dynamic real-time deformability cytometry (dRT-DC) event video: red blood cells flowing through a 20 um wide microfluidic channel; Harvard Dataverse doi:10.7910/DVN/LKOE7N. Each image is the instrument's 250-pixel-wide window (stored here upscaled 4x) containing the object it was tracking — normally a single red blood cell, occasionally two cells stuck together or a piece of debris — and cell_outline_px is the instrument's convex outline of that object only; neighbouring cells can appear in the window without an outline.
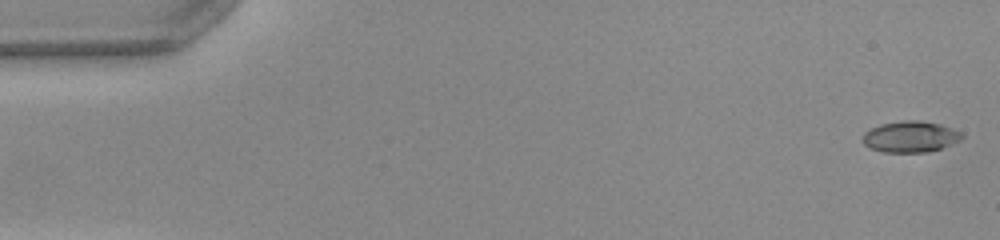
{"species": "common noctule bat (a hibernating species)", "species_latin": "Nyctalus noctula", "temperature_condition": "warm", "stored_images_in_passage": 51, "camera_frame_rate_fps": 3000, "um_per_image_px": 0.085, "animal": {"sex": "female", "body_mass_g": 22.0, "forearm_length_mm": 56.7}, "frame": {"image": 1, "passage_image": 1, "time_ms": 0.0, "image_size_px": [1000, 240], "cell_outline_px": [[964, 136], [960, 140], [940, 148], [928, 152], [884, 152], [868, 148], [864, 144], [864, 132], [880, 124], [904, 120], [920, 120], [940, 124], [960, 132]], "centroid_in_image_um": [77.36, 11.62], "position_along_channel_um": 7.6, "area_um2": 17.86}}
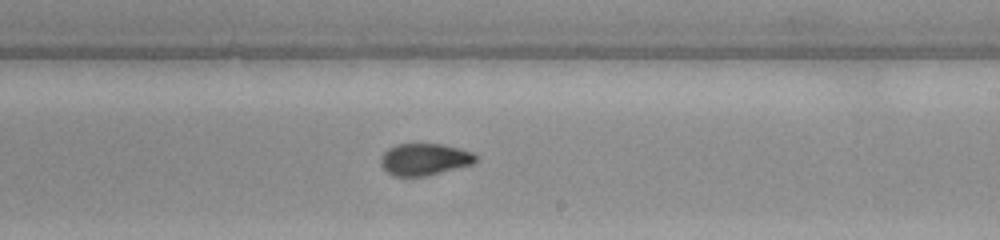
{"frame": {"image": 2, "passage_image": 30, "time_ms": 9.667, "image_size_px": [1000, 240], "cell_outline_px": [[476, 160], [472, 164], [428, 176], [392, 176], [380, 164], [380, 160], [384, 152], [388, 148], [396, 144], [440, 144], [472, 152], [476, 156]], "centroid_in_image_um": [36.05, 13.55], "position_along_channel_um": 253.0, "area_um2": 17.51}}
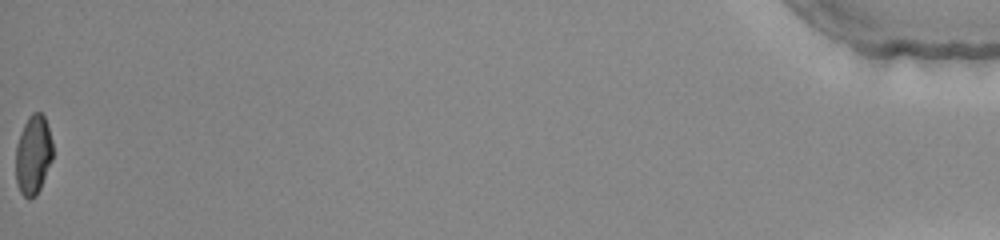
{"frame": {"image": 3, "passage_image": 51, "time_ms": 16.667, "image_size_px": [1000, 240], "cell_outline_px": [[52, 160], [40, 188], [36, 196], [28, 200], [20, 192], [16, 180], [16, 148], [20, 132], [28, 116], [32, 112], [40, 112], [44, 116], [52, 140]], "centroid_in_image_um": [2.82, 13.17], "position_along_channel_um": 432.4, "area_um2": 17.11}, "authors_computed_cell_mechanics": {"area_um2": 17.7446, "velocity_mm_per_s": 4.0366, "shape_relaxation_time_tau1_ms": null, "shape_relaxation_time_tau2_ms": 1.0269, "deformation_change_tau1": null, "deformation_change_tau2": 0.0612}}